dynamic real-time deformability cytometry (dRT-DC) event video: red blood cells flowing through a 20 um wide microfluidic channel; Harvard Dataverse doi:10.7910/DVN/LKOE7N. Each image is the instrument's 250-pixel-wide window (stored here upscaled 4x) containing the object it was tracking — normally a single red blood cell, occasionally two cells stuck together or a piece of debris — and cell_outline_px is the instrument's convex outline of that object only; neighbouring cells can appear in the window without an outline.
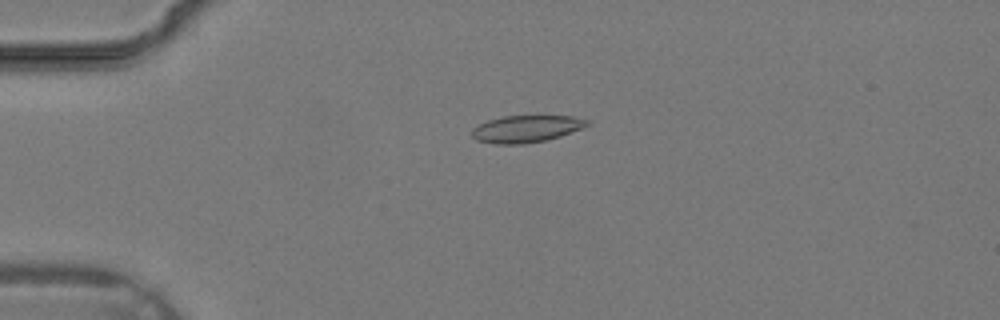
{"species": "common noctule bat (a hibernating species)", "species_latin": "Nyctalus noctula", "temperature_condition": "warm", "stored_images_in_passage": 36, "camera_frame_rate_fps": 3000, "um_per_image_px": 0.085, "animal": {"sex": "male", "body_mass_g": 19.2, "forearm_length_mm": 51.8}, "frame": {"image": 1, "passage_image": 9, "time_ms": 2.667, "image_size_px": [1000, 320], "cell_outline_px": [[588, 124], [580, 128], [560, 136], [544, 140], [524, 144], [496, 144], [476, 140], [472, 136], [472, 128], [488, 120], [504, 116], [572, 116], [588, 120]], "centroid_in_image_um": [44.68, 10.95], "position_along_channel_um": 40.3, "area_um2": 17.86}}
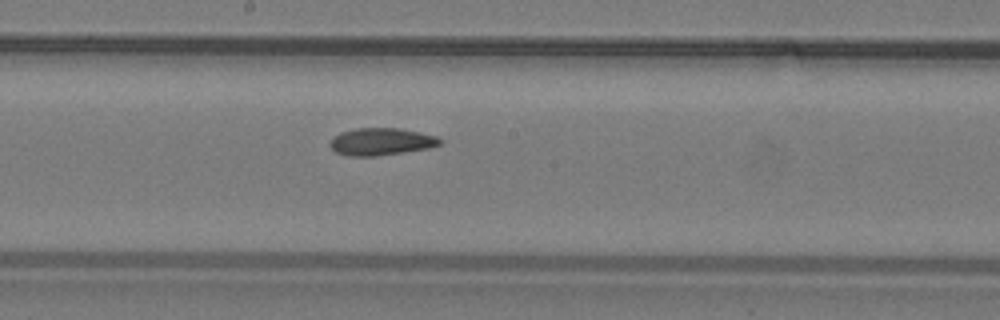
{"frame": {"image": 2, "passage_image": 20, "time_ms": 6.333, "image_size_px": [1000, 320], "cell_outline_px": [[444, 140], [440, 144], [428, 148], [376, 156], [348, 156], [336, 152], [328, 144], [340, 132], [356, 128], [400, 128], [436, 136]], "centroid_in_image_um": [32.4, 12.04], "position_along_channel_um": 215.8, "area_um2": 17.34}}
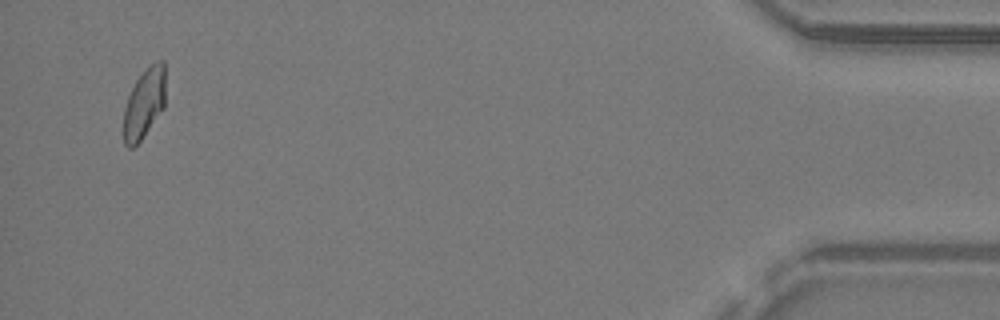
{"frame": {"image": 3, "passage_image": 35, "time_ms": 11.333, "image_size_px": [1000, 320], "cell_outline_px": [[164, 108], [140, 140], [132, 148], [128, 148], [124, 144], [120, 132], [124, 108], [128, 96], [136, 80], [156, 60], [164, 60]], "centroid_in_image_um": [12.2, 8.86], "position_along_channel_um": 423.0, "area_um2": 17.22}}